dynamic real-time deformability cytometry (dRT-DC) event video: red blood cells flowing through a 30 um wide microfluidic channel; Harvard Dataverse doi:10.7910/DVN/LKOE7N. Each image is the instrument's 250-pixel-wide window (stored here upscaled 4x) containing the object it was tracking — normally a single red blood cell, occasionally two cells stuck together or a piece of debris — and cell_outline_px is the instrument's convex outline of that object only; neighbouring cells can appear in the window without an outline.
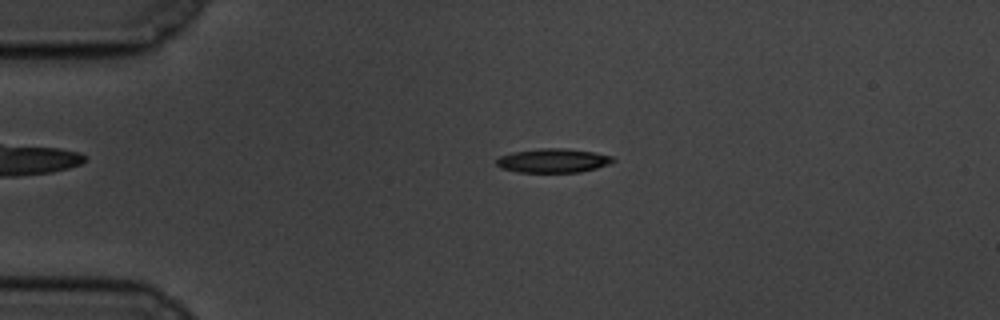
{"species": "common noctule bat (a hibernating species)", "species_latin": "Nyctalus noctula", "temperature_condition": "cold", "stored_images_in_passage": 58, "camera_frame_rate_fps": 3000, "um_per_image_px": 0.085, "animal": {"sex": "male", "body_mass_g": 19.5, "forearm_length_mm": 54.6}, "frame": {"image": 1, "passage_image": 13, "time_ms": 4.0, "image_size_px": [1000, 320], "cell_outline_px": [[616, 160], [612, 164], [580, 172], [516, 172], [500, 168], [496, 164], [496, 160], [500, 156], [512, 152], [540, 148], [564, 148], [592, 152], [612, 156]], "centroid_in_image_um": [47.01, 13.65], "position_along_channel_um": 38.0, "area_um2": 16.42}}
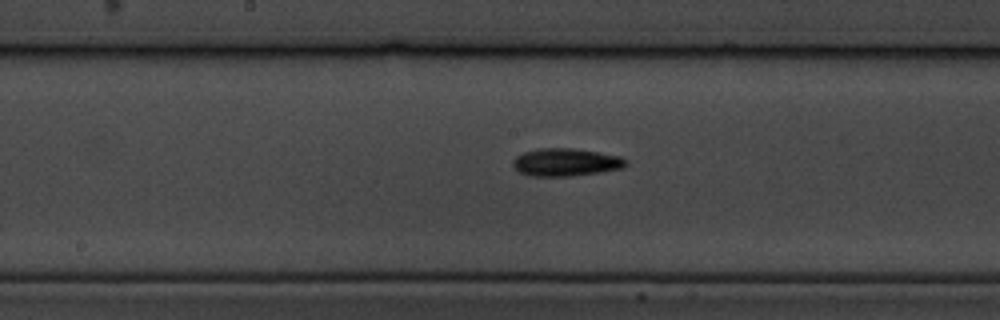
{"frame": {"image": 2, "passage_image": 30, "time_ms": 9.667, "image_size_px": [1000, 320], "cell_outline_px": [[628, 164], [624, 168], [600, 172], [572, 176], [528, 176], [520, 172], [512, 164], [512, 160], [516, 156], [524, 152], [540, 148], [572, 148], [620, 156], [628, 160]], "centroid_in_image_um": [48.11, 13.79], "position_along_channel_um": 200.1, "area_um2": 18.32}}
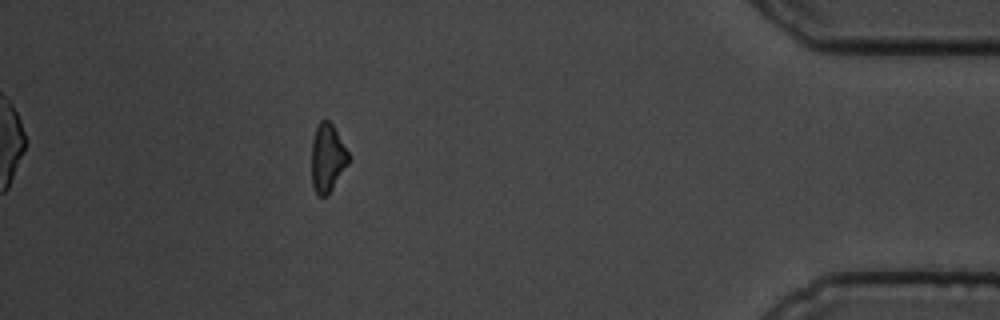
{"frame": {"image": 3, "passage_image": 52, "time_ms": 17.0, "image_size_px": [1000, 320], "cell_outline_px": [[348, 164], [332, 188], [324, 196], [320, 196], [316, 192], [312, 184], [312, 140], [316, 128], [320, 120], [328, 120], [332, 124], [348, 152]], "centroid_in_image_um": [27.82, 13.4], "position_along_channel_um": 407.4, "area_um2": 14.28}, "authors_computed_cell_mechanics": {"area_um2": 16.1262, "velocity_mm_per_s": 3.4633, "shape_relaxation_time_tau1_ms": 3.3628, "shape_relaxation_time_tau2_ms": null, "deformation_change_tau1": 0.11, "deformation_change_tau2": null}}